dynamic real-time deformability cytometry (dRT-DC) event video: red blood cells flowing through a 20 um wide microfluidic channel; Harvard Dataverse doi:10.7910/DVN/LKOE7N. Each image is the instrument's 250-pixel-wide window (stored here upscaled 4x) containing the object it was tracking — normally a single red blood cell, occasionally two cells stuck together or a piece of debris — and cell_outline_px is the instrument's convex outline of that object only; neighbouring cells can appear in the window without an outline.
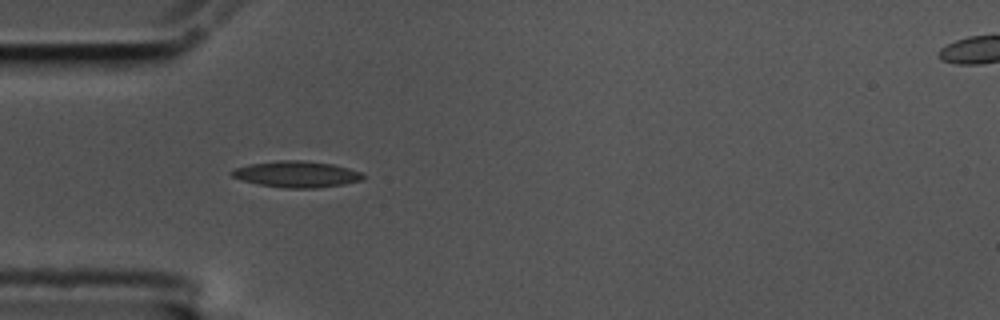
{"species": "common noctule bat (a hibernating species)", "species_latin": "Nyctalus noctula", "temperature_condition": "cold", "stored_images_in_passage": 3, "camera_frame_rate_fps": 3000, "um_per_image_px": 0.085, "animal": {"sex": "male", "body_mass_g": 17.5, "forearm_length_mm": 52.3}, "frame": {"image": 1, "passage_image": 1, "time_ms": 0.0, "image_size_px": [1000, 320], "cell_outline_px": [[364, 176], [360, 180], [344, 184], [316, 188], [284, 188], [260, 184], [240, 180], [232, 176], [228, 172], [236, 168], [248, 164], [280, 160], [304, 160], [332, 164], [348, 168], [360, 172]], "centroid_in_image_um": [25.17, 14.8], "position_along_channel_um": 59.8, "area_um2": 20.0}}
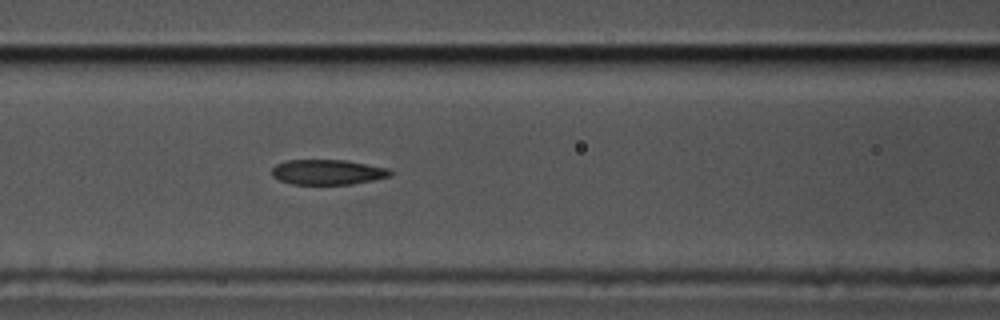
{"frame": {"image": 2, "passage_image": 3, "time_ms": 0.667, "image_size_px": [1000, 320], "cell_outline_px": [[392, 172], [388, 176], [372, 180], [352, 184], [292, 184], [280, 180], [272, 176], [272, 168], [276, 164], [288, 160], [348, 160], [392, 168]], "centroid_in_image_um": [27.87, 14.62], "position_along_channel_um": 138.7, "area_um2": 17.4}}